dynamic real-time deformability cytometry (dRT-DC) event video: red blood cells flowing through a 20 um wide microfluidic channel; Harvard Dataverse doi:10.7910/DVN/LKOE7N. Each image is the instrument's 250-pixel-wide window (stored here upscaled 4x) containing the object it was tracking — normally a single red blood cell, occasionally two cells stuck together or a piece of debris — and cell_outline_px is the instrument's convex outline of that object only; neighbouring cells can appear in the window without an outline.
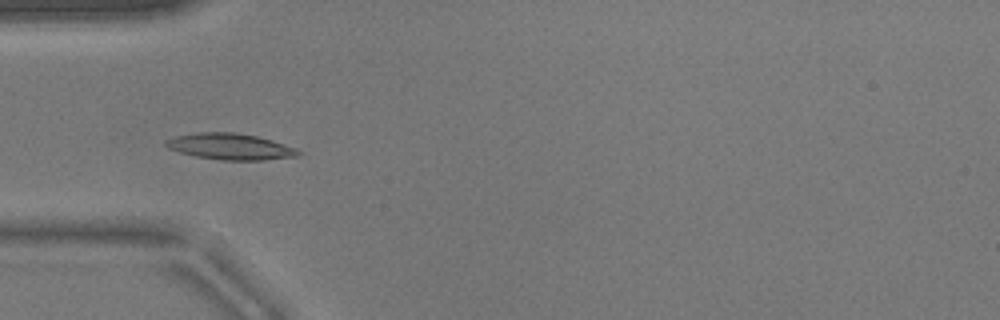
{"species": "common noctule bat (a hibernating species)", "species_latin": "Nyctalus noctula", "temperature_condition": "warm", "stored_images_in_passage": 24, "camera_frame_rate_fps": 3000, "um_per_image_px": 0.085, "animal": {"sex": "male", "body_mass_g": 17.9}, "frame": {"image": 1, "passage_image": 3, "time_ms": 0.667, "image_size_px": [1000, 320], "cell_outline_px": [[304, 152], [300, 156], [264, 160], [224, 160], [196, 156], [180, 152], [168, 148], [164, 144], [164, 140], [176, 136], [196, 132], [236, 132], [256, 136], [272, 140], [296, 148]], "centroid_in_image_um": [19.6, 12.45], "position_along_channel_um": 65.4, "area_um2": 20.35}}
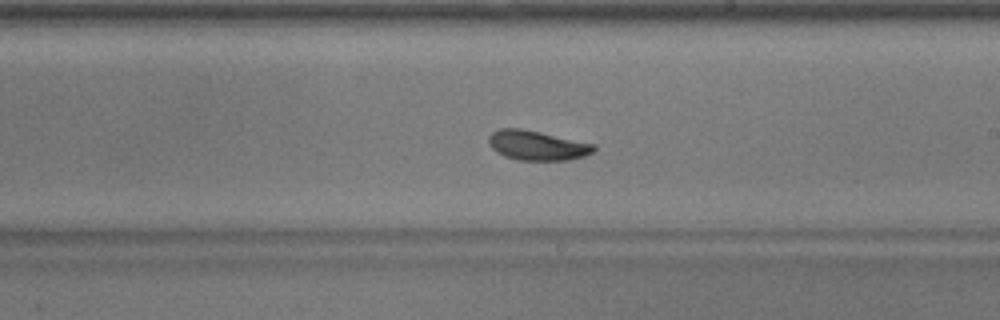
{"frame": {"image": 2, "passage_image": 17, "time_ms": 5.333, "image_size_px": [1000, 320], "cell_outline_px": [[596, 148], [592, 152], [584, 156], [568, 160], [520, 160], [504, 156], [496, 152], [492, 148], [488, 140], [488, 136], [492, 132], [500, 128], [520, 128], [540, 132], [596, 144]], "centroid_in_image_um": [45.65, 12.36], "position_along_channel_um": 243.4, "area_um2": 18.15}}
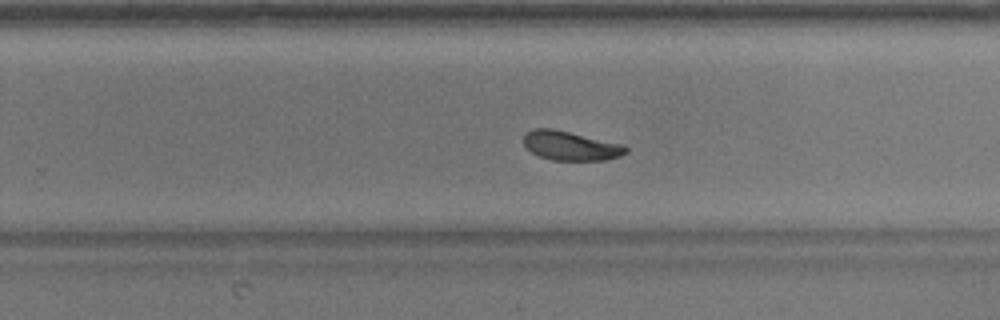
{"frame": {"image": 3, "passage_image": 20, "time_ms": 6.333, "image_size_px": [1000, 320], "cell_outline_px": [[628, 152], [620, 156], [604, 160], [552, 160], [540, 156], [532, 152], [524, 144], [524, 132], [532, 128], [552, 128], [624, 144], [628, 148]], "centroid_in_image_um": [48.51, 12.38], "position_along_channel_um": 281.3, "area_um2": 17.46}}